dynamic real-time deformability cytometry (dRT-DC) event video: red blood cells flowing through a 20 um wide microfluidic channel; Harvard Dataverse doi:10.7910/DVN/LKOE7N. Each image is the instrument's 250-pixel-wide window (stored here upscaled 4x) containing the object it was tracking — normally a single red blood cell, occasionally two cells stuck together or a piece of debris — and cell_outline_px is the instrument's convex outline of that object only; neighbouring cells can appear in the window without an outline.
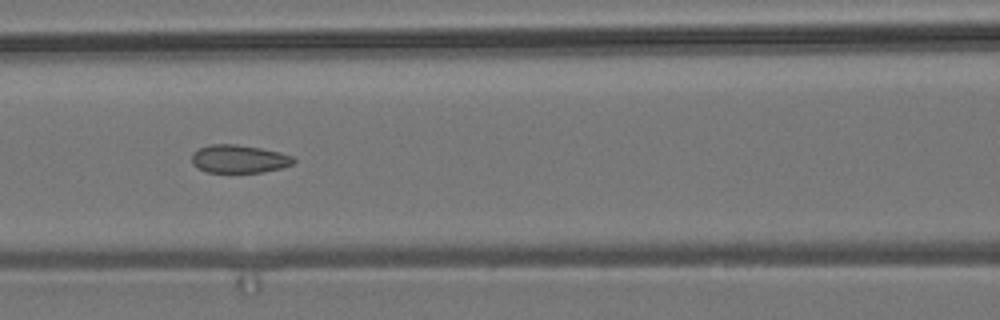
{"species": "common noctule bat (a hibernating species)", "species_latin": "Nyctalus noctula", "temperature_condition": "room temperature", "stored_images_in_passage": 10, "camera_frame_rate_fps": 3000, "um_per_image_px": 0.085, "animal": {"sex": "male", "body_mass_g": 19.2, "forearm_length_mm": 51.8}, "frame": {"image": 1, "passage_image": 6, "time_ms": 6.667, "image_size_px": [1000, 320], "cell_outline_px": [[296, 160], [292, 164], [280, 168], [260, 172], [208, 172], [192, 164], [192, 152], [208, 144], [236, 144], [260, 148], [280, 152], [292, 156]], "centroid_in_image_um": [20.3, 13.49], "position_along_channel_um": 146.3, "area_um2": 16.53}}
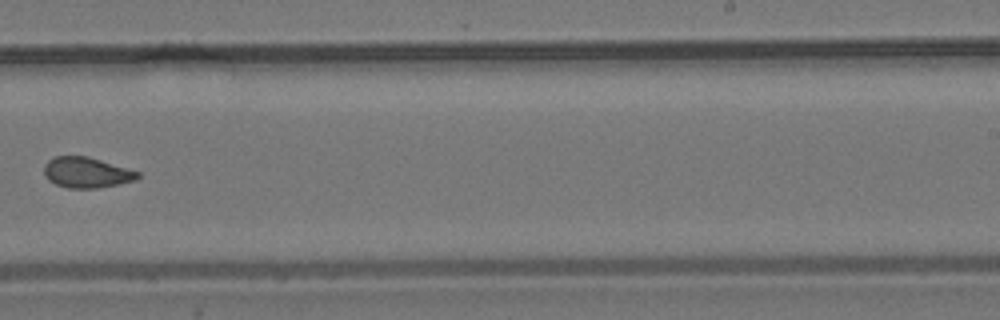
{"frame": {"image": 2, "passage_image": 9, "time_ms": 10.333, "image_size_px": [1000, 320], "cell_outline_px": [[140, 176], [136, 180], [96, 188], [68, 188], [56, 184], [48, 180], [44, 176], [44, 164], [48, 160], [56, 156], [88, 156], [140, 172]], "centroid_in_image_um": [7.33, 14.66], "position_along_channel_um": 281.7, "area_um2": 16.65}}
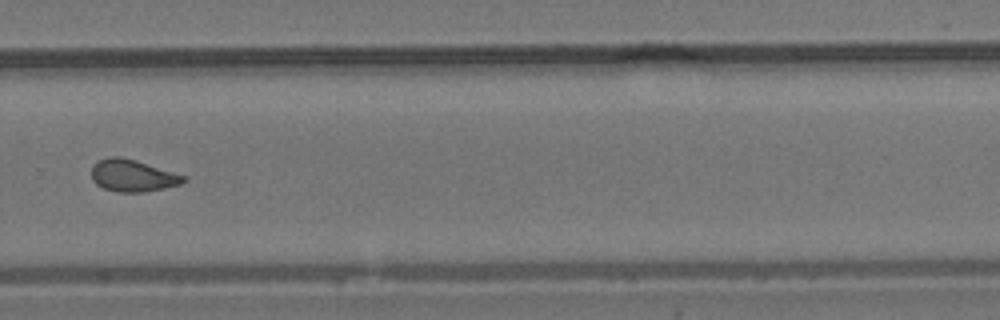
{"frame": {"image": 3, "passage_image": 10, "time_ms": 11.333, "image_size_px": [1000, 320], "cell_outline_px": [[188, 180], [180, 184], [164, 188], [144, 192], [116, 192], [104, 188], [96, 184], [92, 180], [92, 164], [108, 156], [120, 156], [136, 160], [188, 176]], "centroid_in_image_um": [11.29, 14.92], "position_along_channel_um": 318.5, "area_um2": 17.4}}